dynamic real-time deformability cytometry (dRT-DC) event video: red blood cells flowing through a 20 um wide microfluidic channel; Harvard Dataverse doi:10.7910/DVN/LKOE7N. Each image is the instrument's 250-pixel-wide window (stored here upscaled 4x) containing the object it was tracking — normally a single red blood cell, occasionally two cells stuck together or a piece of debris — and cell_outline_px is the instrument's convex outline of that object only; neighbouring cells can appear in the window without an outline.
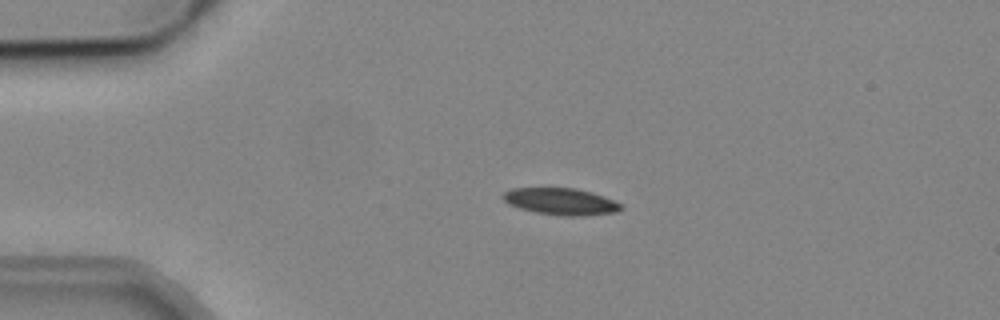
{"species": "common noctule bat (a hibernating species)", "species_latin": "Nyctalus noctula", "temperature_condition": "cold", "stored_images_in_passage": 53, "camera_frame_rate_fps": 3000, "um_per_image_px": 0.085, "animal": {"sex": "male", "body_mass_g": 19.2, "forearm_length_mm": 51.8}, "frame": {"image": 1, "passage_image": 12, "time_ms": 3.667, "image_size_px": [1000, 320], "cell_outline_px": [[624, 208], [616, 212], [580, 216], [564, 216], [536, 212], [520, 208], [508, 204], [500, 196], [504, 192], [512, 188], [576, 188], [592, 192], [604, 196], [620, 204]], "centroid_in_image_um": [47.65, 17.12], "position_along_channel_um": 37.3, "area_um2": 18.38}}
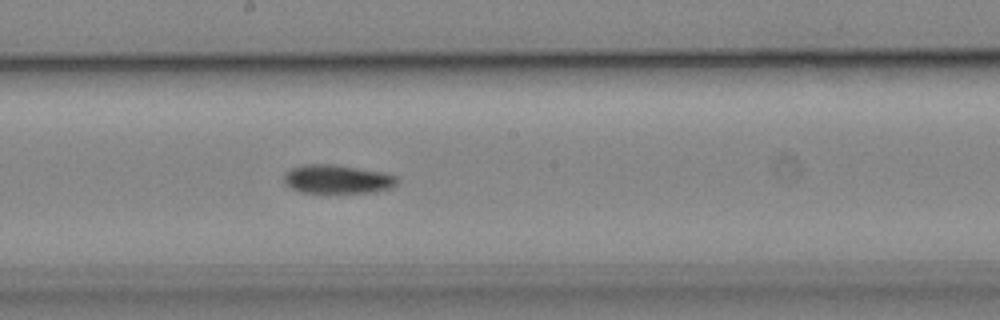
{"frame": {"image": 2, "passage_image": 29, "time_ms": 9.333, "image_size_px": [1000, 320], "cell_outline_px": [[396, 184], [388, 188], [376, 192], [300, 192], [292, 188], [284, 180], [284, 172], [292, 168], [304, 164], [332, 164], [384, 172], [396, 176]], "centroid_in_image_um": [28.65, 15.22], "position_along_channel_um": 219.5, "area_um2": 18.67}}
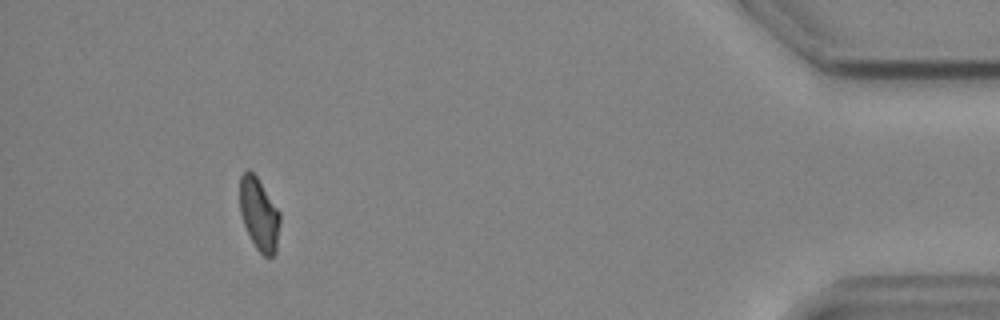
{"frame": {"image": 3, "passage_image": 49, "time_ms": 16.0, "image_size_px": [1000, 320], "cell_outline_px": [[280, 220], [276, 252], [272, 256], [264, 256], [256, 248], [244, 224], [240, 212], [240, 176], [248, 168], [256, 176], [280, 212]], "centroid_in_image_um": [22.02, 18.2], "position_along_channel_um": 413.2, "area_um2": 16.76}}